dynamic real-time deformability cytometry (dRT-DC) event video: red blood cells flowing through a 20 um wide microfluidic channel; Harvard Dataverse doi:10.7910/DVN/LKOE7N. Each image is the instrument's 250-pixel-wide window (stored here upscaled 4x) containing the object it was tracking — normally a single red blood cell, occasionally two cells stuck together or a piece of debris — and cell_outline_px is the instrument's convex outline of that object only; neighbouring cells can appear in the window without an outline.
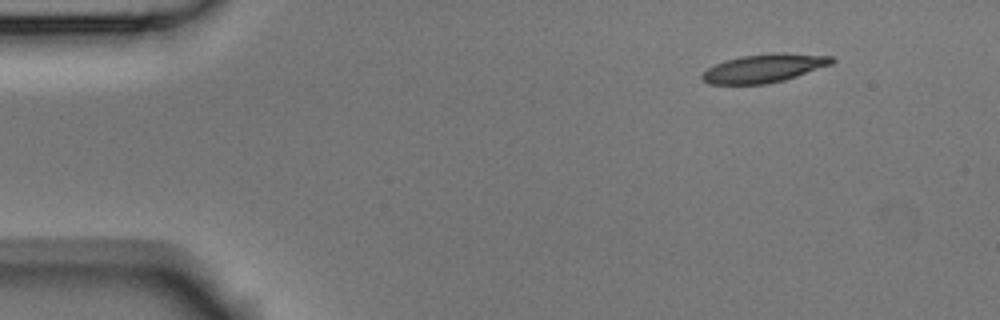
{"species": "Egyptian fruit bat (a non-hibernating species)", "species_latin": "Rousettus aegyptiacus", "temperature_condition": "room temperature", "stored_images_in_passage": 4, "camera_frame_rate_fps": 3000, "um_per_image_px": 0.085, "animal": {"sex": "male"}, "frame": {"image": 1, "passage_image": 1, "time_ms": 0.0, "image_size_px": [1000, 320], "cell_outline_px": [[836, 60], [832, 64], [784, 80], [768, 84], [708, 84], [700, 76], [708, 68], [716, 64], [740, 56], [772, 52], [832, 56]], "centroid_in_image_um": [64.95, 5.8], "position_along_channel_um": 20.0, "area_um2": 21.33}}
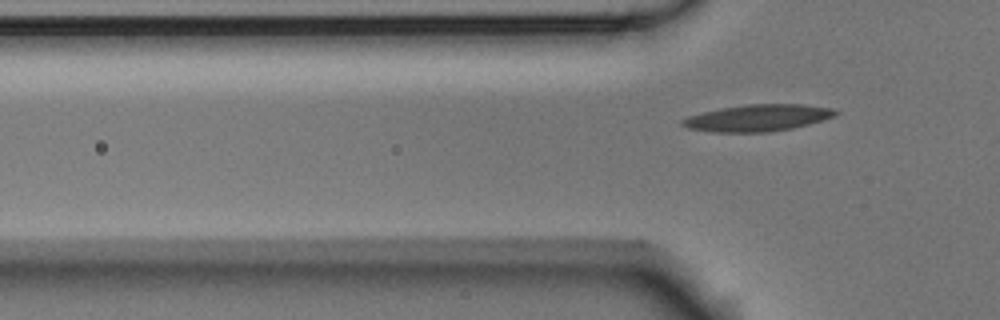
{"frame": {"image": 2, "passage_image": 4, "time_ms": 1.0, "image_size_px": [1000, 320], "cell_outline_px": [[840, 112], [836, 116], [808, 124], [792, 128], [768, 132], [712, 132], [688, 128], [680, 124], [680, 120], [688, 116], [720, 108], [748, 104], [804, 104], [836, 108]], "centroid_in_image_um": [64.44, 10.01], "position_along_channel_um": 61.4, "area_um2": 23.99}}